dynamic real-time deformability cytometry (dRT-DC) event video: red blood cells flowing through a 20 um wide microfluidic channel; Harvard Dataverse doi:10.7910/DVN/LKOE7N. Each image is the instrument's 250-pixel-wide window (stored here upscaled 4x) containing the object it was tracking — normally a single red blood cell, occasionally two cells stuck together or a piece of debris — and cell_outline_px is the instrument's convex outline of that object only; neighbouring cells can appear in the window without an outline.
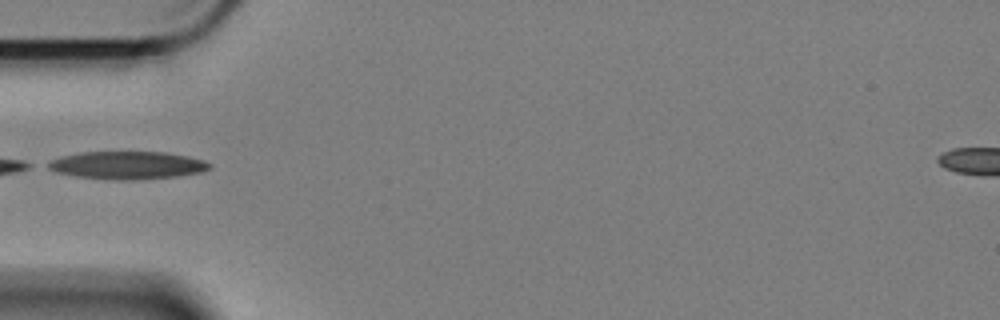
{"species": "Egyptian fruit bat (a non-hibernating species)", "species_latin": "Rousettus aegyptiacus", "temperature_condition": "cold", "stored_images_in_passage": 14, "camera_frame_rate_fps": 3000, "um_per_image_px": 0.085, "animal": {"sex": "female"}, "frame": {"image": 1, "passage_image": 1, "time_ms": 0.0, "image_size_px": [1000, 320], "cell_outline_px": [[212, 168], [200, 172], [176, 176], [136, 180], [108, 180], [76, 176], [56, 172], [48, 168], [44, 164], [52, 160], [64, 156], [80, 152], [164, 152], [204, 160], [212, 164]], "centroid_in_image_um": [10.81, 14.05], "position_along_channel_um": 74.2, "area_um2": 26.13}}